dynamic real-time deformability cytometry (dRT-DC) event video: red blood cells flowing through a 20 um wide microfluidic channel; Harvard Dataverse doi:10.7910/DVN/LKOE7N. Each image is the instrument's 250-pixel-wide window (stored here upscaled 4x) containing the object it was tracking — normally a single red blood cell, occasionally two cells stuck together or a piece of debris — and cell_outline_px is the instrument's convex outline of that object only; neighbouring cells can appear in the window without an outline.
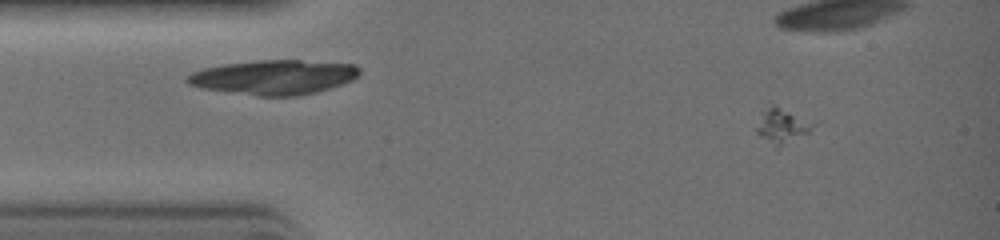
{"species": "common noctule bat (a hibernating species)", "species_latin": "Nyctalus noctula", "temperature_condition": "warm", "stored_images_in_passage": 31, "camera_frame_rate_fps": 3000, "um_per_image_px": 0.085, "animal": {"sex": "female", "body_mass_g": 19.0, "forearm_length_mm": 51.5}, "frame": {"image": 1, "passage_image": 2, "time_ms": 0.333, "image_size_px": [1000, 240], "cell_outline_px": [[816, 124], [808, 132], [776, 148], [760, 136], [756, 132], [756, 128], [768, 100]], "centroid_in_image_um": [66.42, 10.64], "position_along_channel_um": 18.6, "area_um2": 11.33}}
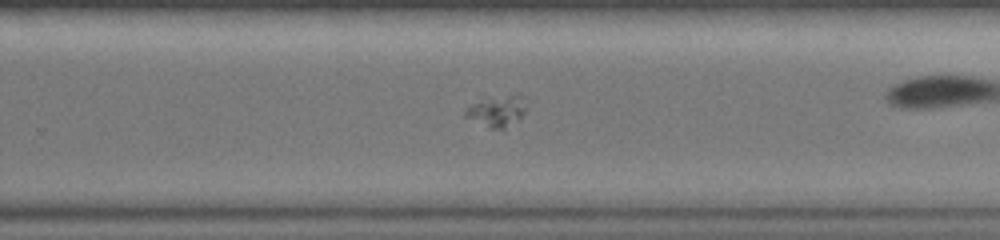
{"frame": {"image": 2, "passage_image": 19, "time_ms": 6.0, "image_size_px": [1000, 240], "cell_outline_px": [[528, 108], [520, 120], [504, 128], [488, 128], [464, 116], [464, 108], [472, 104], [508, 96], [524, 96]], "centroid_in_image_um": [42.29, 9.49], "position_along_channel_um": 287.5, "area_um2": 10.69}}
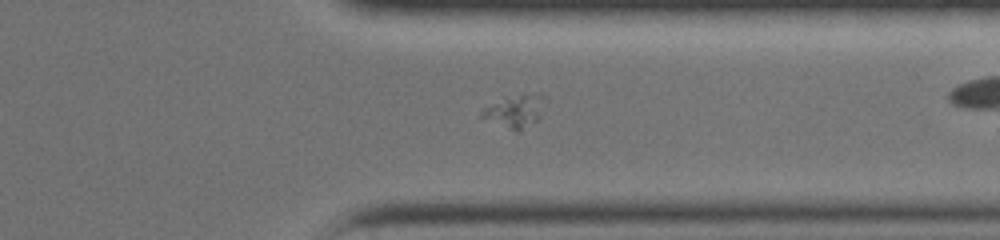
{"frame": {"image": 3, "passage_image": 23, "time_ms": 7.333, "image_size_px": [1000, 240], "cell_outline_px": [[548, 100], [540, 116], [536, 120], [520, 132], [516, 132], [480, 116], [484, 108], [524, 92], [544, 96]], "centroid_in_image_um": [43.89, 9.45], "position_along_channel_um": 367.5, "area_um2": 11.73}}